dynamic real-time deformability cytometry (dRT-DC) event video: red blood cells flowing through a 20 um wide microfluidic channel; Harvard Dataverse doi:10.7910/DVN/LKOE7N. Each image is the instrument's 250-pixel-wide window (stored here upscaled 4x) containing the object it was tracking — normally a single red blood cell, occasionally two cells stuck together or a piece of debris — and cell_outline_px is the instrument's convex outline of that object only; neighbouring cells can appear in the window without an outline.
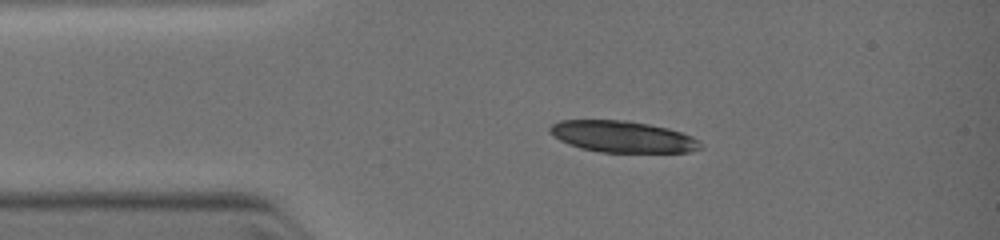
{"species": "common noctule bat (a hibernating species)", "species_latin": "Nyctalus noctula", "temperature_condition": "warm", "stored_images_in_passage": 47, "camera_frame_rate_fps": 3000, "um_per_image_px": 0.085, "animal": {"sex": "female", "body_mass_g": 19.0, "forearm_length_mm": 51.5}, "frame": {"image": 1, "passage_image": 1, "time_ms": 0.0, "image_size_px": [1000, 240], "cell_outline_px": [[700, 148], [688, 152], [604, 152], [580, 148], [560, 140], [548, 128], [552, 124], [560, 120], [628, 120], [668, 128], [680, 132], [696, 140]], "centroid_in_image_um": [52.87, 11.61], "position_along_channel_um": 32.1, "area_um2": 27.05}}